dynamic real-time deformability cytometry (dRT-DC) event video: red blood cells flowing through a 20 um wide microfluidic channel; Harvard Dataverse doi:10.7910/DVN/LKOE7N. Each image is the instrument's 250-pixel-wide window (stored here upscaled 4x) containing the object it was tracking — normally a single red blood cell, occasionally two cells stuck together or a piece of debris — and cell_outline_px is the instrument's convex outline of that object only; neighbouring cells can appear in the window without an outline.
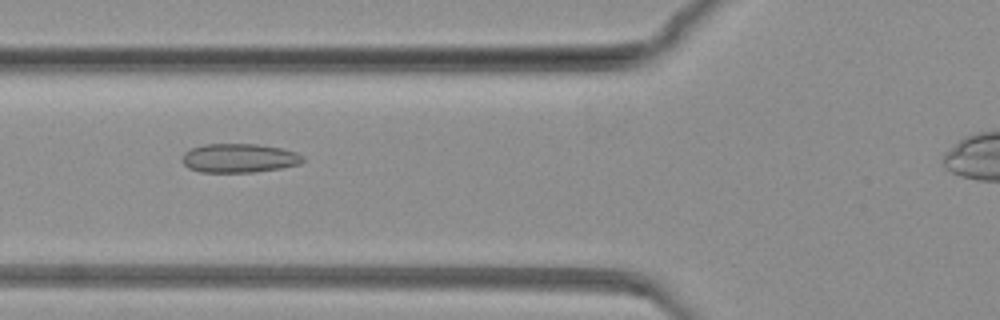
{"species": "common noctule bat (a hibernating species)", "species_latin": "Nyctalus noctula", "temperature_condition": "warm", "stored_images_in_passage": 29, "camera_frame_rate_fps": 3000, "um_per_image_px": 0.085, "animal": {"sex": "female", "body_mass_g": 19.3, "forearm_length_mm": 54.1}, "frame": {"image": 1, "passage_image": 15, "time_ms": 4.667, "image_size_px": [1000, 320], "cell_outline_px": [[304, 160], [300, 164], [280, 168], [252, 172], [200, 172], [188, 168], [180, 160], [184, 152], [192, 148], [204, 144], [256, 144], [284, 148], [296, 152], [304, 156]], "centroid_in_image_um": [20.32, 13.43], "position_along_channel_um": 105.5, "area_um2": 20.52}}
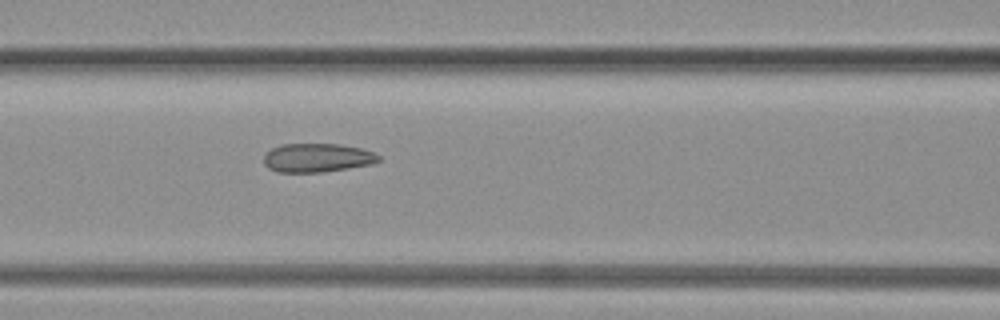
{"frame": {"image": 2, "passage_image": 19, "time_ms": 6.0, "image_size_px": [1000, 320], "cell_outline_px": [[380, 160], [372, 164], [324, 172], [276, 172], [268, 168], [264, 164], [264, 156], [272, 148], [280, 144], [340, 144], [360, 148], [376, 152], [380, 156]], "centroid_in_image_um": [26.98, 13.41], "position_along_channel_um": 139.6, "area_um2": 19.36}}
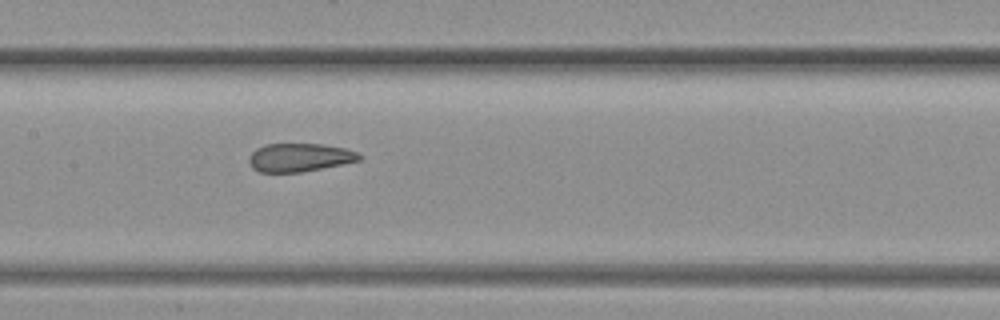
{"frame": {"image": 3, "passage_image": 24, "time_ms": 7.667, "image_size_px": [1000, 320], "cell_outline_px": [[364, 156], [360, 160], [300, 172], [260, 172], [252, 168], [248, 160], [248, 156], [256, 148], [264, 144], [320, 144], [344, 148], [356, 152]], "centroid_in_image_um": [25.42, 13.38], "position_along_channel_um": 182.0, "area_um2": 18.09}}